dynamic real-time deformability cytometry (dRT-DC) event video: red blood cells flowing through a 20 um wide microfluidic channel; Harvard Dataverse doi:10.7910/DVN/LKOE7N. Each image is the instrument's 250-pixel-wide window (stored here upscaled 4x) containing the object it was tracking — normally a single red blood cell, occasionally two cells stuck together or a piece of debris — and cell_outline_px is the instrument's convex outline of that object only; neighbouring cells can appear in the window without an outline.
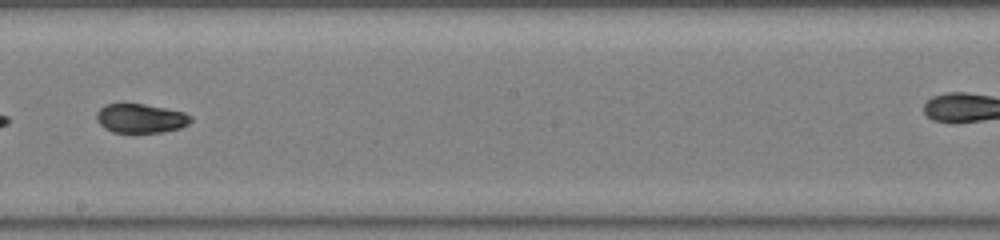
{"species": "common noctule bat (a hibernating species)", "species_latin": "Nyctalus noctula", "temperature_condition": "warm", "stored_images_in_passage": 37, "camera_frame_rate_fps": 3000, "um_per_image_px": 0.085, "animal": {"sex": "male", "body_mass_g": 19.0, "forearm_length_mm": 50.8}, "frame": {"image": 1, "passage_image": 16, "time_ms": 5.0, "image_size_px": [1000, 240], "cell_outline_px": [[192, 120], [188, 124], [180, 128], [160, 132], [112, 132], [104, 128], [96, 120], [96, 112], [104, 104], [144, 104], [184, 112], [192, 116]], "centroid_in_image_um": [11.94, 10.06], "position_along_channel_um": 236.3, "area_um2": 15.95}}